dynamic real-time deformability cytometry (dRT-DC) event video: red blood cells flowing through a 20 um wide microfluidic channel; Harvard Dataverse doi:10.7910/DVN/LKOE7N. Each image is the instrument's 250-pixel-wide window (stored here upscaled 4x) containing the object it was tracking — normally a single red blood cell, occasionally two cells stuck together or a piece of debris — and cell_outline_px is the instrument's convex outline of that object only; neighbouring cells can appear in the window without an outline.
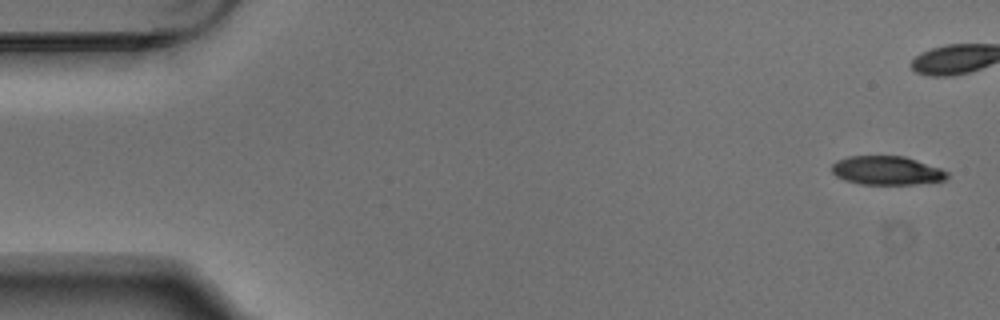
{"species": "Egyptian fruit bat (a non-hibernating species)", "species_latin": "Rousettus aegyptiacus", "temperature_condition": "warm", "stored_images_in_passage": 5, "camera_frame_rate_fps": 3000, "um_per_image_px": 0.085, "animal": {"sex": "male"}, "frame": {"image": 1, "passage_image": 1, "time_ms": 0.0, "image_size_px": [1000, 320], "cell_outline_px": [[948, 176], [944, 180], [916, 184], [860, 184], [844, 180], [836, 176], [832, 172], [832, 164], [836, 160], [848, 156], [904, 156], [940, 168], [948, 172]], "centroid_in_image_um": [75.34, 14.49], "position_along_channel_um": 9.7, "area_um2": 19.31}}
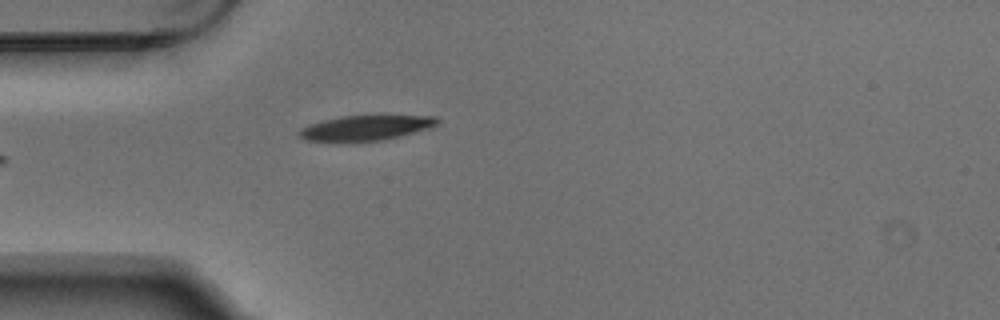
{"frame": {"image": 2, "passage_image": 5, "time_ms": 1.333, "image_size_px": [1000, 320], "cell_outline_px": [[440, 124], [428, 128], [380, 140], [308, 140], [300, 136], [296, 132], [300, 128], [308, 124], [340, 116], [376, 112], [384, 112], [436, 116], [440, 120]], "centroid_in_image_um": [31.2, 10.76], "position_along_channel_um": 53.8, "area_um2": 20.92}}